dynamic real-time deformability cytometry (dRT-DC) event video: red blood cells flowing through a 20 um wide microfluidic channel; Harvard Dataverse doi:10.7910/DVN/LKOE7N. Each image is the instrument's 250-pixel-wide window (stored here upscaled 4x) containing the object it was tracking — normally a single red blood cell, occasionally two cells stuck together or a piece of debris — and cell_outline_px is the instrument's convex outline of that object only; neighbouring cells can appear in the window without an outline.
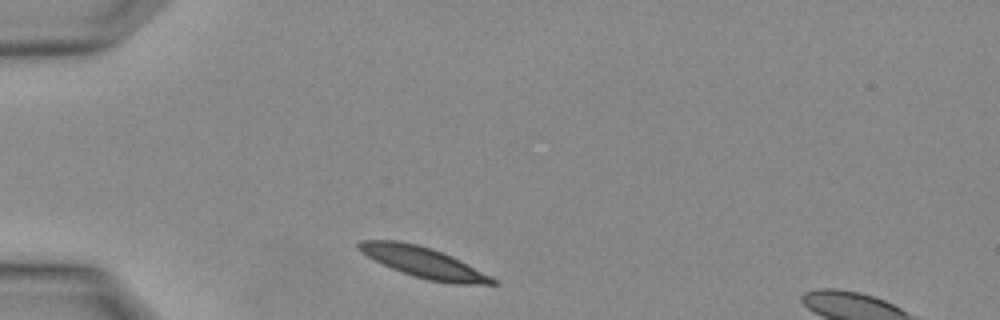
{"species": "Egyptian fruit bat (a non-hibernating species)", "species_latin": "Rousettus aegyptiacus", "temperature_condition": "warm", "stored_images_in_passage": 3, "segment_of_instrument_passage": [1, 2], "camera_frame_rate_fps": 3000, "um_per_image_px": 0.085, "animal": {"sex": "female"}, "frame": {"image": 1, "passage_image": 2, "time_ms": 0.333, "image_size_px": [1000, 320], "cell_outline_px": [[500, 284], [452, 284], [428, 280], [412, 276], [392, 268], [360, 252], [356, 248], [356, 244], [360, 240], [400, 240], [432, 248], [452, 256], [500, 280]], "centroid_in_image_um": [36.03, 22.31], "position_along_channel_um": 49.0, "area_um2": 24.04}}